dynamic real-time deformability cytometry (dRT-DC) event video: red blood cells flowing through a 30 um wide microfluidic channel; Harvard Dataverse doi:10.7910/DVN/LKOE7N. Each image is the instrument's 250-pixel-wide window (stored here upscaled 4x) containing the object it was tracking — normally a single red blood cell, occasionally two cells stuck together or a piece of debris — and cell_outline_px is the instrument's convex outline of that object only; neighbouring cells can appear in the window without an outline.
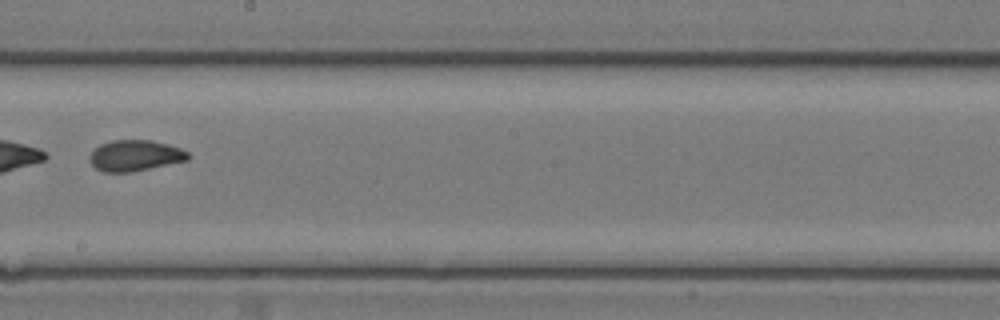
{"species": "common noctule bat (a hibernating species)", "species_latin": "Nyctalus noctula", "temperature_condition": "room temperature", "stored_images_in_passage": 45, "segment_of_instrument_passage": [2, 2], "camera_frame_rate_fps": 3000, "um_per_image_px": 0.085, "animal": {"sex": "female", "body_mass_g": 17.0, "forearm_length_mm": 48.0}, "frame": {"image": 1, "passage_image": 26, "time_ms": 8.333, "image_size_px": [1000, 320], "cell_outline_px": [[188, 160], [128, 172], [104, 172], [96, 168], [88, 160], [88, 156], [100, 144], [112, 140], [152, 140], [168, 144], [180, 148], [188, 152]], "centroid_in_image_um": [11.45, 13.21], "position_along_channel_um": 236.8, "area_um2": 17.57}}